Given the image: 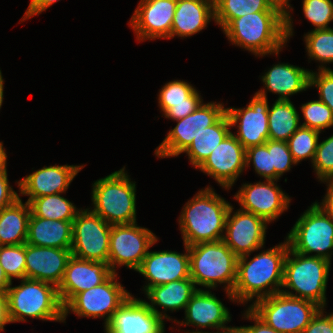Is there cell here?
I'll use <instances>...</instances> for the list:
<instances>
[{
	"mask_svg": "<svg viewBox=\"0 0 333 333\" xmlns=\"http://www.w3.org/2000/svg\"><path fill=\"white\" fill-rule=\"evenodd\" d=\"M290 246L287 239L270 249L237 259L236 281L232 291L235 302L246 304L279 293L283 284L284 261ZM281 288V289H280ZM255 297V298H254Z\"/></svg>",
	"mask_w": 333,
	"mask_h": 333,
	"instance_id": "obj_1",
	"label": "cell"
},
{
	"mask_svg": "<svg viewBox=\"0 0 333 333\" xmlns=\"http://www.w3.org/2000/svg\"><path fill=\"white\" fill-rule=\"evenodd\" d=\"M214 189H201L190 199L178 219L184 245L222 240L231 204Z\"/></svg>",
	"mask_w": 333,
	"mask_h": 333,
	"instance_id": "obj_2",
	"label": "cell"
},
{
	"mask_svg": "<svg viewBox=\"0 0 333 333\" xmlns=\"http://www.w3.org/2000/svg\"><path fill=\"white\" fill-rule=\"evenodd\" d=\"M233 45L255 56L278 55L287 44L286 15L283 12H256L233 19L224 29Z\"/></svg>",
	"mask_w": 333,
	"mask_h": 333,
	"instance_id": "obj_3",
	"label": "cell"
},
{
	"mask_svg": "<svg viewBox=\"0 0 333 333\" xmlns=\"http://www.w3.org/2000/svg\"><path fill=\"white\" fill-rule=\"evenodd\" d=\"M190 278L196 285L214 289L225 284L228 298L235 302L232 291L236 281L238 257L223 240L188 246Z\"/></svg>",
	"mask_w": 333,
	"mask_h": 333,
	"instance_id": "obj_4",
	"label": "cell"
},
{
	"mask_svg": "<svg viewBox=\"0 0 333 333\" xmlns=\"http://www.w3.org/2000/svg\"><path fill=\"white\" fill-rule=\"evenodd\" d=\"M292 256V257H291ZM331 261L315 255H304L289 248L284 261L283 284L280 292L326 306V289ZM293 290L295 294L293 293Z\"/></svg>",
	"mask_w": 333,
	"mask_h": 333,
	"instance_id": "obj_5",
	"label": "cell"
},
{
	"mask_svg": "<svg viewBox=\"0 0 333 333\" xmlns=\"http://www.w3.org/2000/svg\"><path fill=\"white\" fill-rule=\"evenodd\" d=\"M9 316L12 323L27 318L64 322L63 306L57 287L51 283L23 278L21 284L7 290Z\"/></svg>",
	"mask_w": 333,
	"mask_h": 333,
	"instance_id": "obj_6",
	"label": "cell"
},
{
	"mask_svg": "<svg viewBox=\"0 0 333 333\" xmlns=\"http://www.w3.org/2000/svg\"><path fill=\"white\" fill-rule=\"evenodd\" d=\"M136 182L131 181L125 167L94 182L93 209L109 225L136 222Z\"/></svg>",
	"mask_w": 333,
	"mask_h": 333,
	"instance_id": "obj_7",
	"label": "cell"
},
{
	"mask_svg": "<svg viewBox=\"0 0 333 333\" xmlns=\"http://www.w3.org/2000/svg\"><path fill=\"white\" fill-rule=\"evenodd\" d=\"M249 308L279 333H302L321 309L312 301L282 292L254 301Z\"/></svg>",
	"mask_w": 333,
	"mask_h": 333,
	"instance_id": "obj_8",
	"label": "cell"
},
{
	"mask_svg": "<svg viewBox=\"0 0 333 333\" xmlns=\"http://www.w3.org/2000/svg\"><path fill=\"white\" fill-rule=\"evenodd\" d=\"M286 239L294 252L308 256L314 252L315 256L331 261L333 219L314 202L296 221Z\"/></svg>",
	"mask_w": 333,
	"mask_h": 333,
	"instance_id": "obj_9",
	"label": "cell"
},
{
	"mask_svg": "<svg viewBox=\"0 0 333 333\" xmlns=\"http://www.w3.org/2000/svg\"><path fill=\"white\" fill-rule=\"evenodd\" d=\"M113 273L102 284L76 294L64 307V322L68 313L78 317L104 318V328L110 323L117 309L128 299L130 292Z\"/></svg>",
	"mask_w": 333,
	"mask_h": 333,
	"instance_id": "obj_10",
	"label": "cell"
},
{
	"mask_svg": "<svg viewBox=\"0 0 333 333\" xmlns=\"http://www.w3.org/2000/svg\"><path fill=\"white\" fill-rule=\"evenodd\" d=\"M158 238L147 228L131 224L112 225L109 240L108 266L113 273L117 267L126 266L137 271L144 257Z\"/></svg>",
	"mask_w": 333,
	"mask_h": 333,
	"instance_id": "obj_11",
	"label": "cell"
},
{
	"mask_svg": "<svg viewBox=\"0 0 333 333\" xmlns=\"http://www.w3.org/2000/svg\"><path fill=\"white\" fill-rule=\"evenodd\" d=\"M89 209H80L72 222V256L108 264L112 225Z\"/></svg>",
	"mask_w": 333,
	"mask_h": 333,
	"instance_id": "obj_12",
	"label": "cell"
},
{
	"mask_svg": "<svg viewBox=\"0 0 333 333\" xmlns=\"http://www.w3.org/2000/svg\"><path fill=\"white\" fill-rule=\"evenodd\" d=\"M222 103H202L196 110L184 118L175 120L177 125L170 129L162 143L155 149L158 158L177 157L192 143L200 132L213 125L224 113Z\"/></svg>",
	"mask_w": 333,
	"mask_h": 333,
	"instance_id": "obj_13",
	"label": "cell"
},
{
	"mask_svg": "<svg viewBox=\"0 0 333 333\" xmlns=\"http://www.w3.org/2000/svg\"><path fill=\"white\" fill-rule=\"evenodd\" d=\"M233 209L231 205L222 240L238 258L262 249L268 223L253 213Z\"/></svg>",
	"mask_w": 333,
	"mask_h": 333,
	"instance_id": "obj_14",
	"label": "cell"
},
{
	"mask_svg": "<svg viewBox=\"0 0 333 333\" xmlns=\"http://www.w3.org/2000/svg\"><path fill=\"white\" fill-rule=\"evenodd\" d=\"M240 209L253 213L268 224L278 219L289 207L291 199L279 188L275 180L245 183L234 195Z\"/></svg>",
	"mask_w": 333,
	"mask_h": 333,
	"instance_id": "obj_15",
	"label": "cell"
},
{
	"mask_svg": "<svg viewBox=\"0 0 333 333\" xmlns=\"http://www.w3.org/2000/svg\"><path fill=\"white\" fill-rule=\"evenodd\" d=\"M268 99L254 94L245 108H226L231 128L237 127L233 135L245 149L262 145L269 139Z\"/></svg>",
	"mask_w": 333,
	"mask_h": 333,
	"instance_id": "obj_16",
	"label": "cell"
},
{
	"mask_svg": "<svg viewBox=\"0 0 333 333\" xmlns=\"http://www.w3.org/2000/svg\"><path fill=\"white\" fill-rule=\"evenodd\" d=\"M177 0H140L129 26L141 41L171 39Z\"/></svg>",
	"mask_w": 333,
	"mask_h": 333,
	"instance_id": "obj_17",
	"label": "cell"
},
{
	"mask_svg": "<svg viewBox=\"0 0 333 333\" xmlns=\"http://www.w3.org/2000/svg\"><path fill=\"white\" fill-rule=\"evenodd\" d=\"M246 149L231 132L197 168L229 190L246 169Z\"/></svg>",
	"mask_w": 333,
	"mask_h": 333,
	"instance_id": "obj_18",
	"label": "cell"
},
{
	"mask_svg": "<svg viewBox=\"0 0 333 333\" xmlns=\"http://www.w3.org/2000/svg\"><path fill=\"white\" fill-rule=\"evenodd\" d=\"M184 246V254L171 250L147 253L137 270L148 280L143 288L144 292L151 287L190 278L189 248Z\"/></svg>",
	"mask_w": 333,
	"mask_h": 333,
	"instance_id": "obj_19",
	"label": "cell"
},
{
	"mask_svg": "<svg viewBox=\"0 0 333 333\" xmlns=\"http://www.w3.org/2000/svg\"><path fill=\"white\" fill-rule=\"evenodd\" d=\"M112 274L111 268L105 262L82 260L72 256L57 287L62 306L64 307L76 294L102 284Z\"/></svg>",
	"mask_w": 333,
	"mask_h": 333,
	"instance_id": "obj_20",
	"label": "cell"
},
{
	"mask_svg": "<svg viewBox=\"0 0 333 333\" xmlns=\"http://www.w3.org/2000/svg\"><path fill=\"white\" fill-rule=\"evenodd\" d=\"M164 320L145 300L130 295L105 327V333H165Z\"/></svg>",
	"mask_w": 333,
	"mask_h": 333,
	"instance_id": "obj_21",
	"label": "cell"
},
{
	"mask_svg": "<svg viewBox=\"0 0 333 333\" xmlns=\"http://www.w3.org/2000/svg\"><path fill=\"white\" fill-rule=\"evenodd\" d=\"M84 165L44 166L17 182L21 195L29 196L26 202L46 195L65 193Z\"/></svg>",
	"mask_w": 333,
	"mask_h": 333,
	"instance_id": "obj_22",
	"label": "cell"
},
{
	"mask_svg": "<svg viewBox=\"0 0 333 333\" xmlns=\"http://www.w3.org/2000/svg\"><path fill=\"white\" fill-rule=\"evenodd\" d=\"M71 249L39 247L25 243V278L59 286L63 279Z\"/></svg>",
	"mask_w": 333,
	"mask_h": 333,
	"instance_id": "obj_23",
	"label": "cell"
},
{
	"mask_svg": "<svg viewBox=\"0 0 333 333\" xmlns=\"http://www.w3.org/2000/svg\"><path fill=\"white\" fill-rule=\"evenodd\" d=\"M227 307L208 290L198 289L190 298L185 309V319L174 322L185 326L193 325L197 328L222 329L231 321Z\"/></svg>",
	"mask_w": 333,
	"mask_h": 333,
	"instance_id": "obj_24",
	"label": "cell"
},
{
	"mask_svg": "<svg viewBox=\"0 0 333 333\" xmlns=\"http://www.w3.org/2000/svg\"><path fill=\"white\" fill-rule=\"evenodd\" d=\"M310 72L288 63L275 64L260 78L265 89L262 88L256 94L267 98L266 93L270 91L279 95L278 100H290L288 96L310 88Z\"/></svg>",
	"mask_w": 333,
	"mask_h": 333,
	"instance_id": "obj_25",
	"label": "cell"
},
{
	"mask_svg": "<svg viewBox=\"0 0 333 333\" xmlns=\"http://www.w3.org/2000/svg\"><path fill=\"white\" fill-rule=\"evenodd\" d=\"M215 19L214 0H177L171 38L197 34Z\"/></svg>",
	"mask_w": 333,
	"mask_h": 333,
	"instance_id": "obj_26",
	"label": "cell"
},
{
	"mask_svg": "<svg viewBox=\"0 0 333 333\" xmlns=\"http://www.w3.org/2000/svg\"><path fill=\"white\" fill-rule=\"evenodd\" d=\"M158 100L163 116L174 121L191 114L203 103L199 91L183 80H173L163 85Z\"/></svg>",
	"mask_w": 333,
	"mask_h": 333,
	"instance_id": "obj_27",
	"label": "cell"
},
{
	"mask_svg": "<svg viewBox=\"0 0 333 333\" xmlns=\"http://www.w3.org/2000/svg\"><path fill=\"white\" fill-rule=\"evenodd\" d=\"M191 278L176 280L162 285L149 288L145 295L150 302L145 301L149 308L163 320H173L166 314L169 311L185 310L190 298L198 289ZM155 306L162 307L159 311ZM166 311V312H165Z\"/></svg>",
	"mask_w": 333,
	"mask_h": 333,
	"instance_id": "obj_28",
	"label": "cell"
},
{
	"mask_svg": "<svg viewBox=\"0 0 333 333\" xmlns=\"http://www.w3.org/2000/svg\"><path fill=\"white\" fill-rule=\"evenodd\" d=\"M72 222L44 219L31 212L26 243L39 247L71 249Z\"/></svg>",
	"mask_w": 333,
	"mask_h": 333,
	"instance_id": "obj_29",
	"label": "cell"
},
{
	"mask_svg": "<svg viewBox=\"0 0 333 333\" xmlns=\"http://www.w3.org/2000/svg\"><path fill=\"white\" fill-rule=\"evenodd\" d=\"M30 215L29 203L21 198L0 210V246L26 243Z\"/></svg>",
	"mask_w": 333,
	"mask_h": 333,
	"instance_id": "obj_30",
	"label": "cell"
},
{
	"mask_svg": "<svg viewBox=\"0 0 333 333\" xmlns=\"http://www.w3.org/2000/svg\"><path fill=\"white\" fill-rule=\"evenodd\" d=\"M231 125L226 112L211 126L205 127L190 146L183 152L188 155L190 163L198 168L211 152L231 133Z\"/></svg>",
	"mask_w": 333,
	"mask_h": 333,
	"instance_id": "obj_31",
	"label": "cell"
},
{
	"mask_svg": "<svg viewBox=\"0 0 333 333\" xmlns=\"http://www.w3.org/2000/svg\"><path fill=\"white\" fill-rule=\"evenodd\" d=\"M299 113L290 100L276 99L268 109L269 139L287 142L301 126Z\"/></svg>",
	"mask_w": 333,
	"mask_h": 333,
	"instance_id": "obj_32",
	"label": "cell"
},
{
	"mask_svg": "<svg viewBox=\"0 0 333 333\" xmlns=\"http://www.w3.org/2000/svg\"><path fill=\"white\" fill-rule=\"evenodd\" d=\"M214 22L223 30L233 19L256 12H282L269 0H214Z\"/></svg>",
	"mask_w": 333,
	"mask_h": 333,
	"instance_id": "obj_33",
	"label": "cell"
},
{
	"mask_svg": "<svg viewBox=\"0 0 333 333\" xmlns=\"http://www.w3.org/2000/svg\"><path fill=\"white\" fill-rule=\"evenodd\" d=\"M29 205L36 217L61 221H73L80 210L61 193L34 198Z\"/></svg>",
	"mask_w": 333,
	"mask_h": 333,
	"instance_id": "obj_34",
	"label": "cell"
},
{
	"mask_svg": "<svg viewBox=\"0 0 333 333\" xmlns=\"http://www.w3.org/2000/svg\"><path fill=\"white\" fill-rule=\"evenodd\" d=\"M304 39L309 59L322 64L318 70H330L325 65L333 62V28L312 30Z\"/></svg>",
	"mask_w": 333,
	"mask_h": 333,
	"instance_id": "obj_35",
	"label": "cell"
},
{
	"mask_svg": "<svg viewBox=\"0 0 333 333\" xmlns=\"http://www.w3.org/2000/svg\"><path fill=\"white\" fill-rule=\"evenodd\" d=\"M320 133L317 130L300 126L288 139L289 151L297 164L308 158L313 163Z\"/></svg>",
	"mask_w": 333,
	"mask_h": 333,
	"instance_id": "obj_36",
	"label": "cell"
},
{
	"mask_svg": "<svg viewBox=\"0 0 333 333\" xmlns=\"http://www.w3.org/2000/svg\"><path fill=\"white\" fill-rule=\"evenodd\" d=\"M300 109L305 120L300 123L302 127L322 132L333 126V111L321 100L304 103Z\"/></svg>",
	"mask_w": 333,
	"mask_h": 333,
	"instance_id": "obj_37",
	"label": "cell"
},
{
	"mask_svg": "<svg viewBox=\"0 0 333 333\" xmlns=\"http://www.w3.org/2000/svg\"><path fill=\"white\" fill-rule=\"evenodd\" d=\"M0 265L11 282L13 278H25V243L0 246Z\"/></svg>",
	"mask_w": 333,
	"mask_h": 333,
	"instance_id": "obj_38",
	"label": "cell"
},
{
	"mask_svg": "<svg viewBox=\"0 0 333 333\" xmlns=\"http://www.w3.org/2000/svg\"><path fill=\"white\" fill-rule=\"evenodd\" d=\"M304 17L315 27L313 30L327 29L333 21V2L331 0H303Z\"/></svg>",
	"mask_w": 333,
	"mask_h": 333,
	"instance_id": "obj_39",
	"label": "cell"
},
{
	"mask_svg": "<svg viewBox=\"0 0 333 333\" xmlns=\"http://www.w3.org/2000/svg\"><path fill=\"white\" fill-rule=\"evenodd\" d=\"M246 167L252 162L255 172L266 180H275V169L272 167L271 151H268L267 142L246 149Z\"/></svg>",
	"mask_w": 333,
	"mask_h": 333,
	"instance_id": "obj_40",
	"label": "cell"
},
{
	"mask_svg": "<svg viewBox=\"0 0 333 333\" xmlns=\"http://www.w3.org/2000/svg\"><path fill=\"white\" fill-rule=\"evenodd\" d=\"M312 166L319 181L333 179V135L318 141Z\"/></svg>",
	"mask_w": 333,
	"mask_h": 333,
	"instance_id": "obj_41",
	"label": "cell"
},
{
	"mask_svg": "<svg viewBox=\"0 0 333 333\" xmlns=\"http://www.w3.org/2000/svg\"><path fill=\"white\" fill-rule=\"evenodd\" d=\"M268 151H271L272 167L275 169V181L297 164L289 151L287 142L267 140Z\"/></svg>",
	"mask_w": 333,
	"mask_h": 333,
	"instance_id": "obj_42",
	"label": "cell"
},
{
	"mask_svg": "<svg viewBox=\"0 0 333 333\" xmlns=\"http://www.w3.org/2000/svg\"><path fill=\"white\" fill-rule=\"evenodd\" d=\"M316 87L319 100L333 111V70L310 72V87Z\"/></svg>",
	"mask_w": 333,
	"mask_h": 333,
	"instance_id": "obj_43",
	"label": "cell"
},
{
	"mask_svg": "<svg viewBox=\"0 0 333 333\" xmlns=\"http://www.w3.org/2000/svg\"><path fill=\"white\" fill-rule=\"evenodd\" d=\"M324 310L317 312L302 333H333V312L325 315Z\"/></svg>",
	"mask_w": 333,
	"mask_h": 333,
	"instance_id": "obj_44",
	"label": "cell"
},
{
	"mask_svg": "<svg viewBox=\"0 0 333 333\" xmlns=\"http://www.w3.org/2000/svg\"><path fill=\"white\" fill-rule=\"evenodd\" d=\"M19 195L10 186L7 175V168L0 172V210L19 199Z\"/></svg>",
	"mask_w": 333,
	"mask_h": 333,
	"instance_id": "obj_45",
	"label": "cell"
},
{
	"mask_svg": "<svg viewBox=\"0 0 333 333\" xmlns=\"http://www.w3.org/2000/svg\"><path fill=\"white\" fill-rule=\"evenodd\" d=\"M244 319L254 321V325L243 326L247 333H279L275 329L267 325L261 318H259L249 307L245 311Z\"/></svg>",
	"mask_w": 333,
	"mask_h": 333,
	"instance_id": "obj_46",
	"label": "cell"
},
{
	"mask_svg": "<svg viewBox=\"0 0 333 333\" xmlns=\"http://www.w3.org/2000/svg\"><path fill=\"white\" fill-rule=\"evenodd\" d=\"M58 1L59 0H31L24 16L22 17V20L20 21L23 22L24 20L29 19L35 15H39Z\"/></svg>",
	"mask_w": 333,
	"mask_h": 333,
	"instance_id": "obj_47",
	"label": "cell"
},
{
	"mask_svg": "<svg viewBox=\"0 0 333 333\" xmlns=\"http://www.w3.org/2000/svg\"><path fill=\"white\" fill-rule=\"evenodd\" d=\"M270 3L280 9L286 15V39H290L293 36V21L290 14V10L293 8L291 7L289 1L290 0H269ZM290 8V9H289Z\"/></svg>",
	"mask_w": 333,
	"mask_h": 333,
	"instance_id": "obj_48",
	"label": "cell"
},
{
	"mask_svg": "<svg viewBox=\"0 0 333 333\" xmlns=\"http://www.w3.org/2000/svg\"><path fill=\"white\" fill-rule=\"evenodd\" d=\"M321 182H324V184L326 183L328 188L324 196V199H322V202L319 204V202L317 201V203L333 219V179H325L322 180Z\"/></svg>",
	"mask_w": 333,
	"mask_h": 333,
	"instance_id": "obj_49",
	"label": "cell"
},
{
	"mask_svg": "<svg viewBox=\"0 0 333 333\" xmlns=\"http://www.w3.org/2000/svg\"><path fill=\"white\" fill-rule=\"evenodd\" d=\"M12 323L9 316L7 293L0 292V331L4 330V326Z\"/></svg>",
	"mask_w": 333,
	"mask_h": 333,
	"instance_id": "obj_50",
	"label": "cell"
},
{
	"mask_svg": "<svg viewBox=\"0 0 333 333\" xmlns=\"http://www.w3.org/2000/svg\"><path fill=\"white\" fill-rule=\"evenodd\" d=\"M185 333H213V332H206V331H193V332H185ZM214 333H247L245 328L243 326H240V327H225V328H222V329H217V332H214Z\"/></svg>",
	"mask_w": 333,
	"mask_h": 333,
	"instance_id": "obj_51",
	"label": "cell"
},
{
	"mask_svg": "<svg viewBox=\"0 0 333 333\" xmlns=\"http://www.w3.org/2000/svg\"><path fill=\"white\" fill-rule=\"evenodd\" d=\"M11 285V281L5 275L3 268L0 265V292L7 293L9 286Z\"/></svg>",
	"mask_w": 333,
	"mask_h": 333,
	"instance_id": "obj_52",
	"label": "cell"
},
{
	"mask_svg": "<svg viewBox=\"0 0 333 333\" xmlns=\"http://www.w3.org/2000/svg\"><path fill=\"white\" fill-rule=\"evenodd\" d=\"M7 165V154L5 148H3V143L0 142V172L6 169Z\"/></svg>",
	"mask_w": 333,
	"mask_h": 333,
	"instance_id": "obj_53",
	"label": "cell"
},
{
	"mask_svg": "<svg viewBox=\"0 0 333 333\" xmlns=\"http://www.w3.org/2000/svg\"><path fill=\"white\" fill-rule=\"evenodd\" d=\"M4 79H3V76H2V72L0 70V109H1V106H2V103H3V97H4Z\"/></svg>",
	"mask_w": 333,
	"mask_h": 333,
	"instance_id": "obj_54",
	"label": "cell"
}]
</instances>
